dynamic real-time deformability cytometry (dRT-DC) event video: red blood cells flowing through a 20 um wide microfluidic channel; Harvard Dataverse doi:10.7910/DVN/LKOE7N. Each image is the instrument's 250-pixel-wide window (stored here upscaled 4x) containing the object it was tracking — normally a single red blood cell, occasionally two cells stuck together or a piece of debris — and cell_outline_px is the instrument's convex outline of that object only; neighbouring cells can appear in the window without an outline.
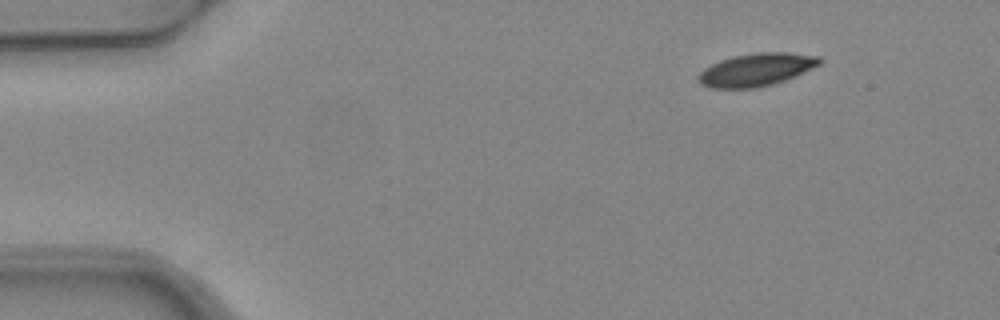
{"species": "common noctule bat (a hibernating species)", "species_latin": "Nyctalus noctula", "temperature_condition": "warm", "stored_images_in_passage": 4, "camera_frame_rate_fps": 3000, "um_per_image_px": 0.085, "animal": {"sex": "female", "body_mass_g": 24.6, "forearm_length_mm": 56.2}, "frame": {"image": 1, "passage_image": 1, "time_ms": 0.0, "image_size_px": [1000, 320], "cell_outline_px": [[820, 64], [812, 68], [784, 80], [760, 88], [708, 88], [700, 84], [696, 80], [696, 76], [704, 68], [720, 60], [736, 56], [756, 52], [788, 52], [820, 56]], "centroid_in_image_um": [64.23, 5.93], "position_along_channel_um": 20.8, "area_um2": 23.18}}
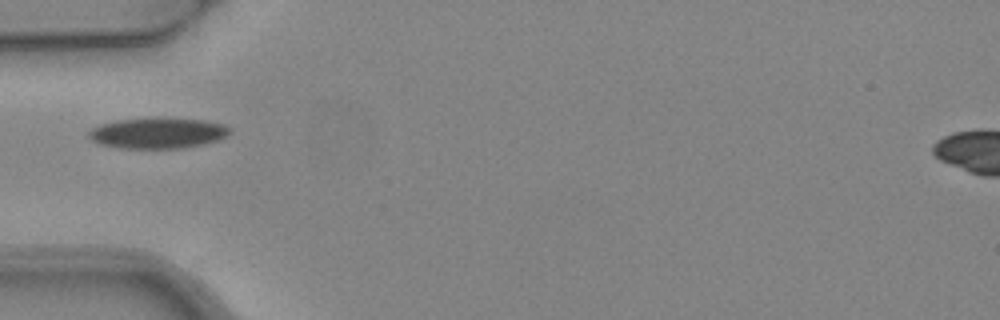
{"frame": {"image": 2, "passage_image": 4, "time_ms": 1.0, "image_size_px": [1000, 320], "cell_outline_px": [[232, 132], [228, 136], [220, 140], [204, 144], [184, 148], [120, 148], [100, 144], [92, 140], [88, 136], [88, 132], [92, 128], [100, 124], [116, 120], [156, 116], [160, 116], [208, 120], [224, 124], [232, 128]], "centroid_in_image_um": [13.48, 11.28], "position_along_channel_um": 71.5, "area_um2": 26.18}}